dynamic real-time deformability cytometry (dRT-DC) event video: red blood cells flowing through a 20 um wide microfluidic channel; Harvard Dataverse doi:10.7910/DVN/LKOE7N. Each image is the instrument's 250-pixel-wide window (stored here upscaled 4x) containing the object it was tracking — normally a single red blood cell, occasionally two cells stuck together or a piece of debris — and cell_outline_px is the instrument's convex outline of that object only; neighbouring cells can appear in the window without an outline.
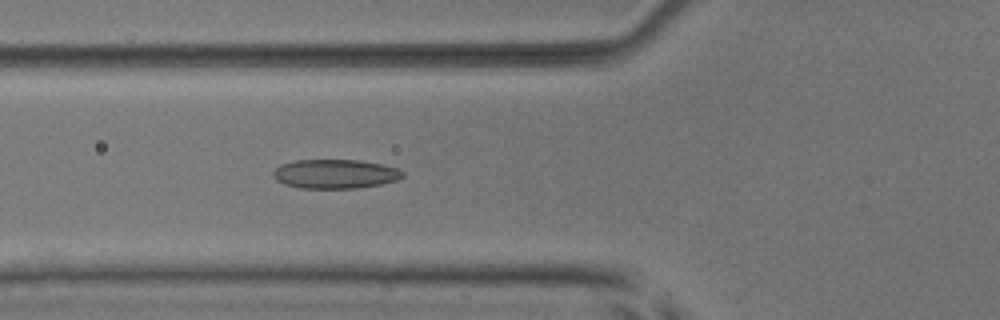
{"species": "common noctule bat (a hibernating species)", "species_latin": "Nyctalus noctula", "temperature_condition": "room temperature", "stored_images_in_passage": 52, "camera_frame_rate_fps": 3000, "um_per_image_px": 0.085, "animal": {"sex": "male", "body_mass_g": 17.9, "forearm_length_mm": 54.2}, "frame": {"image": 1, "passage_image": 19, "time_ms": 6.0, "image_size_px": [1000, 320], "cell_outline_px": [[404, 176], [396, 180], [380, 184], [356, 188], [300, 188], [284, 184], [276, 180], [272, 176], [272, 172], [280, 164], [296, 160], [360, 160], [380, 164], [396, 168], [404, 172]], "centroid_in_image_um": [28.45, 14.78], "position_along_channel_um": 97.4, "area_um2": 21.96}}
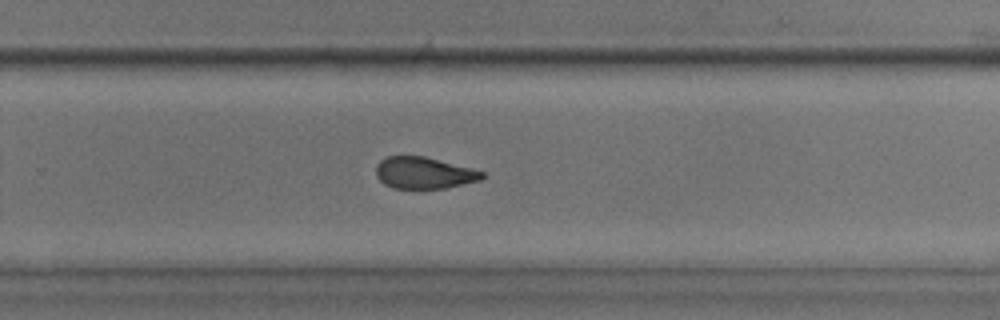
{"frame": {"image": 2, "passage_image": 34, "time_ms": 11.0, "image_size_px": [1000, 320], "cell_outline_px": [[484, 176], [480, 180], [444, 188], [392, 188], [384, 184], [376, 176], [376, 164], [380, 160], [388, 156], [424, 156], [472, 168], [484, 172]], "centroid_in_image_um": [36.01, 14.69], "position_along_channel_um": 293.8, "area_um2": 19.48}}
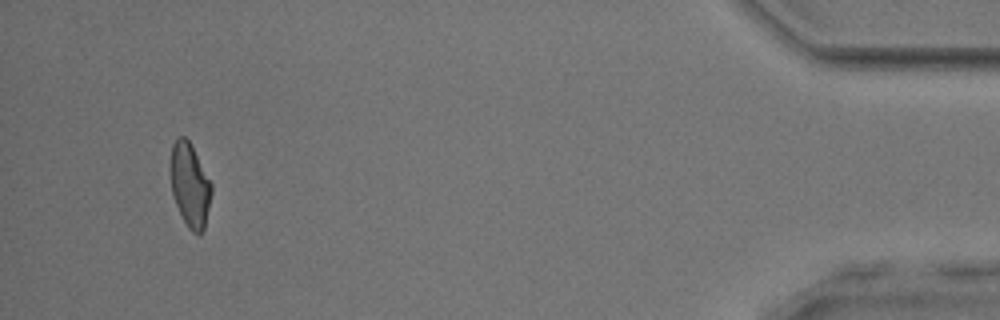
{"frame": {"image": 3, "passage_image": 49, "time_ms": 16.0, "image_size_px": [1000, 320], "cell_outline_px": [[212, 192], [204, 228], [200, 236], [192, 232], [188, 228], [176, 204], [172, 192], [172, 144], [180, 136], [184, 136], [188, 140], [212, 184]], "centroid_in_image_um": [16.17, 15.78], "position_along_channel_um": 419.0, "area_um2": 19.36}, "authors_computed_cell_mechanics": {"area_um2": 21.2126, "velocity_mm_per_s": 3.9371, "shape_relaxation_time_tau1_ms": 6.3083, "shape_relaxation_time_tau2_ms": 2.4471, "deformation_change_tau1": 0.1599, "deformation_change_tau2": 0.09}}